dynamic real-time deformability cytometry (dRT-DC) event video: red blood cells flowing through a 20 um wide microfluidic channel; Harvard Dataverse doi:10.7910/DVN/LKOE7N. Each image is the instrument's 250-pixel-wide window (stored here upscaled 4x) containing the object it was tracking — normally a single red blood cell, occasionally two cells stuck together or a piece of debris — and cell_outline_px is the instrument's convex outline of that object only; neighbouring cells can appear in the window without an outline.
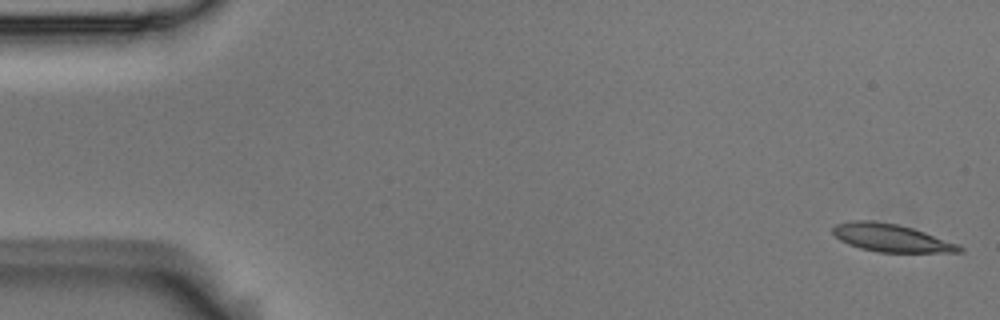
{"species": "Egyptian fruit bat (a non-hibernating species)", "species_latin": "Rousettus aegyptiacus", "temperature_condition": "room temperature", "stored_images_in_passage": 5, "camera_frame_rate_fps": 3000, "um_per_image_px": 0.085, "animal": {"sex": "male"}, "frame": {"image": 1, "passage_image": 1, "time_ms": 0.0, "image_size_px": [1000, 320], "cell_outline_px": [[964, 252], [880, 252], [860, 248], [848, 244], [840, 240], [832, 232], [832, 228], [836, 224], [852, 220], [872, 220], [896, 224], [912, 228], [960, 244], [964, 248]], "centroid_in_image_um": [75.76, 20.22], "position_along_channel_um": 9.2, "area_um2": 20.46}}
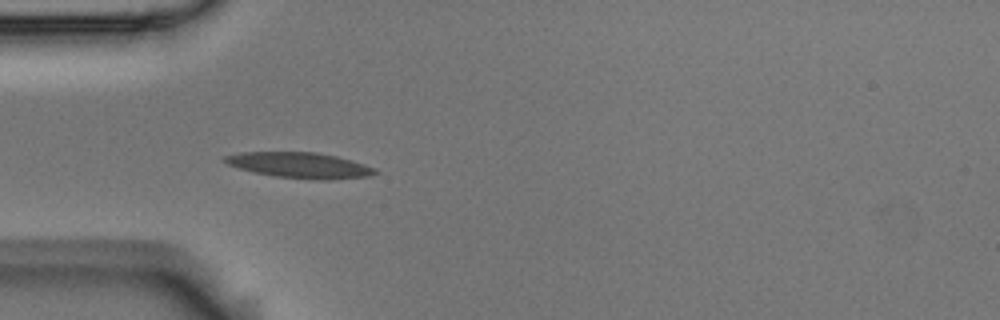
{"frame": {"image": 2, "passage_image": 5, "time_ms": 1.333, "image_size_px": [1000, 320], "cell_outline_px": [[380, 172], [368, 176], [328, 180], [320, 180], [276, 176], [256, 172], [240, 168], [228, 164], [224, 160], [224, 156], [240, 152], [316, 152], [336, 156], [364, 164], [376, 168]], "centroid_in_image_um": [25.52, 14.04], "position_along_channel_um": 59.5, "area_um2": 22.2}}